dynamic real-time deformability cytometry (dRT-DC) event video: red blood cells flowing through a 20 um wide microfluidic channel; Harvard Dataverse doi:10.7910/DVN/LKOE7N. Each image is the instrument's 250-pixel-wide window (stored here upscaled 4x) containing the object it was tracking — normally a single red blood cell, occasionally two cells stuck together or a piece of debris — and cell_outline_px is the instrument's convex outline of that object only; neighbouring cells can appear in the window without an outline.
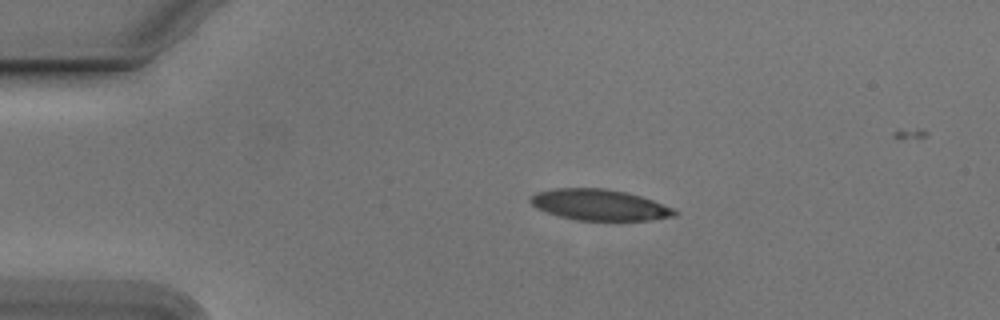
{"species": "Egyptian fruit bat (a non-hibernating species)", "species_latin": "Rousettus aegyptiacus", "temperature_condition": "cold", "stored_images_in_passage": 41, "camera_frame_rate_fps": 3000, "um_per_image_px": 0.085, "animal": {"sex": "male"}, "frame": {"image": 1, "passage_image": 1, "time_ms": 0.0, "image_size_px": [1000, 320], "cell_outline_px": [[676, 216], [648, 220], [576, 220], [544, 212], [536, 208], [528, 200], [528, 196], [536, 192], [552, 188], [604, 188], [624, 192], [640, 196], [652, 200], [672, 208], [676, 212]], "centroid_in_image_um": [50.86, 17.41], "position_along_channel_um": 34.1, "area_um2": 26.01}}
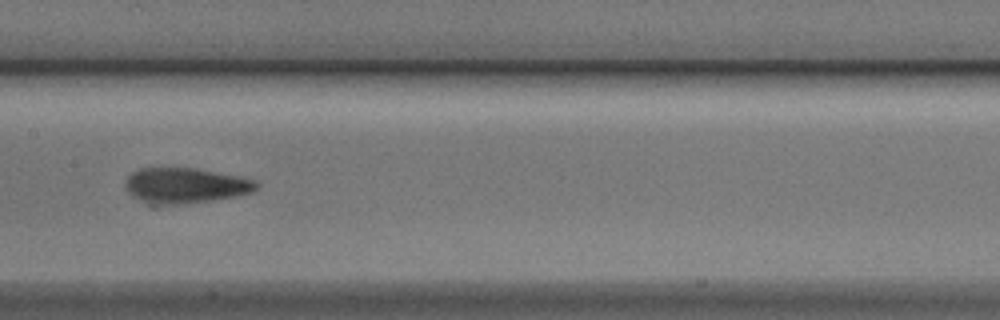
{"frame": {"image": 2, "passage_image": 17, "time_ms": 5.333, "image_size_px": [1000, 320], "cell_outline_px": [[260, 188], [252, 192], [236, 196], [212, 200], [156, 208], [152, 208], [132, 196], [128, 192], [124, 184], [124, 180], [132, 172], [140, 168], [196, 168], [240, 176], [256, 180], [260, 184]], "centroid_in_image_um": [15.72, 15.81], "position_along_channel_um": 191.7, "area_um2": 28.03}}
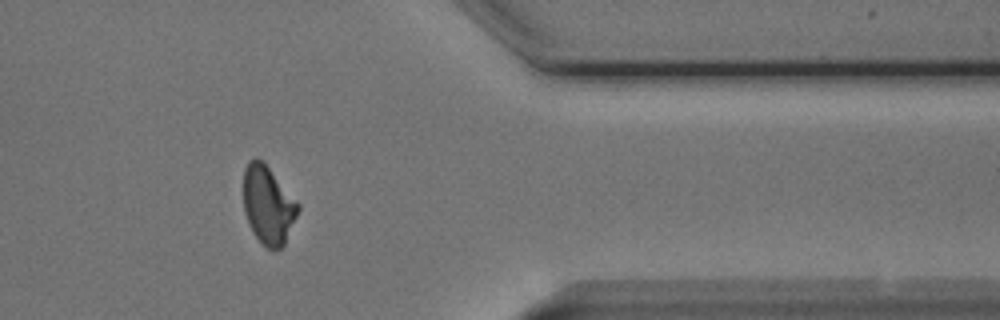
{"frame": {"image": 3, "passage_image": 34, "time_ms": 11.0, "image_size_px": [1000, 320], "cell_outline_px": [[300, 208], [284, 244], [280, 248], [268, 248], [252, 232], [248, 224], [244, 212], [244, 168], [248, 160], [256, 156], [268, 168], [300, 204]], "centroid_in_image_um": [22.77, 17.41], "position_along_channel_um": 388.6, "area_um2": 24.45}}